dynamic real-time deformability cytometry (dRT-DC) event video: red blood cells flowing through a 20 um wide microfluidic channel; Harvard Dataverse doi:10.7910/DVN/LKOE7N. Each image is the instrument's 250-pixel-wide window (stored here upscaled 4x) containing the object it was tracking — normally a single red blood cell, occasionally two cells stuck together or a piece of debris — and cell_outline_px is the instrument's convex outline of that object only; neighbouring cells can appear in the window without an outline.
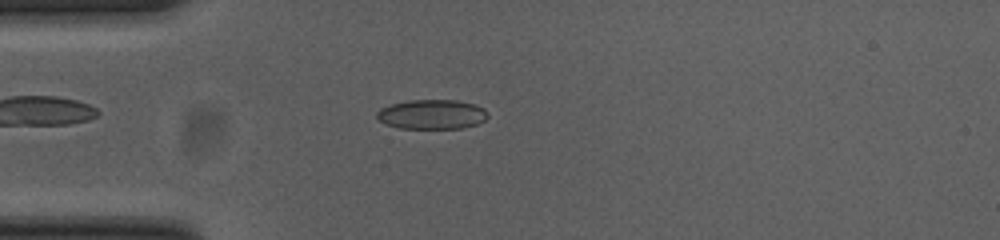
{"species": "common noctule bat (a hibernating species)", "species_latin": "Nyctalus noctula", "temperature_condition": "cold", "stored_images_in_passage": 54, "camera_frame_rate_fps": 3000, "um_per_image_px": 0.085, "animal": {"sex": "female", "body_mass_g": 23.0, "forearm_length_mm": 53.4}, "frame": {"image": 1, "passage_image": 14, "time_ms": 4.333, "image_size_px": [1000, 240], "cell_outline_px": [[488, 116], [484, 120], [476, 124], [460, 128], [400, 128], [384, 124], [376, 116], [376, 112], [380, 108], [392, 104], [408, 100], [456, 100], [476, 104], [484, 108], [488, 112]], "centroid_in_image_um": [36.71, 9.71], "position_along_channel_um": 48.3, "area_um2": 19.13}}
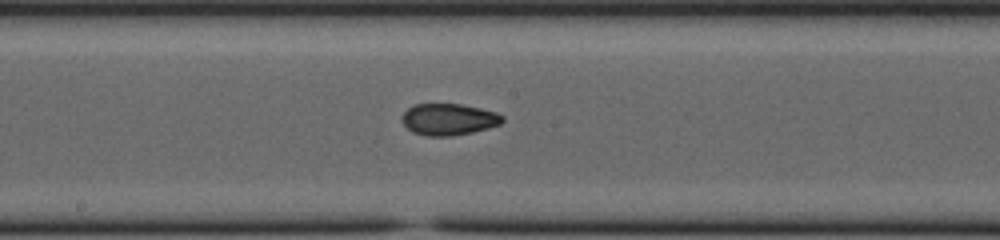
{"frame": {"image": 2, "passage_image": 28, "time_ms": 9.0, "image_size_px": [1000, 240], "cell_outline_px": [[504, 120], [500, 124], [488, 128], [472, 132], [448, 136], [428, 136], [412, 132], [400, 120], [400, 116], [408, 108], [416, 104], [460, 104], [480, 108], [496, 112], [504, 116]], "centroid_in_image_um": [38.12, 10.14], "position_along_channel_um": 210.1, "area_um2": 18.5}}
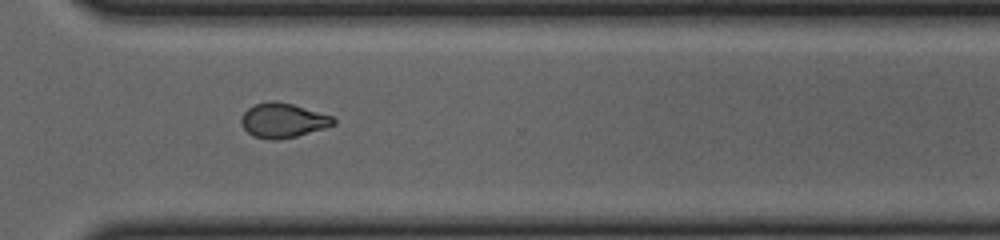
{"frame": {"image": 3, "passage_image": 39, "time_ms": 12.667, "image_size_px": [1000, 240], "cell_outline_px": [[336, 124], [324, 128], [296, 136], [280, 140], [268, 140], [252, 136], [244, 128], [240, 120], [240, 116], [248, 108], [256, 104], [272, 100], [276, 100], [292, 104], [332, 116], [336, 120]], "centroid_in_image_um": [24.03, 10.24], "position_along_channel_um": 346.6, "area_um2": 18.61}, "authors_computed_cell_mechanics": {"area_um2": 18.6116, "velocity_mm_per_s": 3.7172, "shape_relaxation_time_tau1_ms": null, "shape_relaxation_time_tau2_ms": 2.7126, "deformation_change_tau1": null, "deformation_change_tau2": 0.0747}}